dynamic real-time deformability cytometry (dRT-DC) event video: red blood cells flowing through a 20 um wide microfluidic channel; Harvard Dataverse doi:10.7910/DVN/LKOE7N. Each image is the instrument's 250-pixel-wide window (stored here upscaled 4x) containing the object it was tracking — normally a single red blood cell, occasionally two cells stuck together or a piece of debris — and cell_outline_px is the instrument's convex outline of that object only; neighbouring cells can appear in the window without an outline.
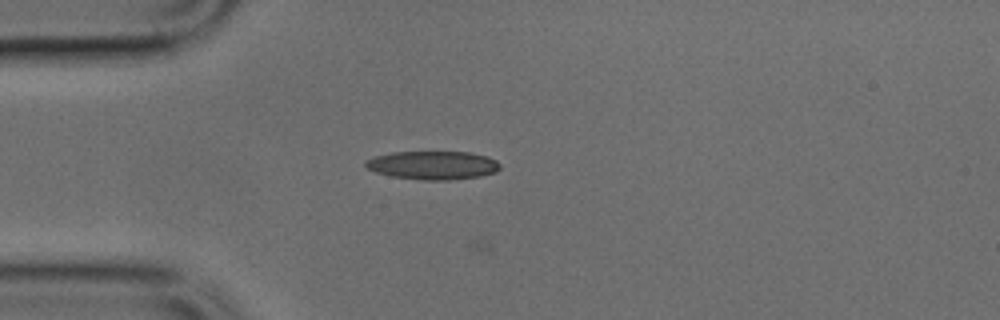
{"species": "common noctule bat (a hibernating species)", "species_latin": "Nyctalus noctula", "temperature_condition": "cold", "stored_images_in_passage": 5, "camera_frame_rate_fps": 3000, "um_per_image_px": 0.085, "animal": {"sex": "male", "body_mass_g": 17.9, "forearm_length_mm": 54.2}, "frame": {"image": 1, "passage_image": 3, "time_ms": 0.667, "image_size_px": [1000, 320], "cell_outline_px": [[500, 168], [496, 172], [480, 176], [448, 180], [420, 180], [392, 176], [376, 172], [368, 168], [364, 164], [364, 160], [376, 156], [392, 152], [468, 152], [488, 156], [496, 160], [500, 164]], "centroid_in_image_um": [36.8, 14.04], "position_along_channel_um": 48.2, "area_um2": 22.31}}